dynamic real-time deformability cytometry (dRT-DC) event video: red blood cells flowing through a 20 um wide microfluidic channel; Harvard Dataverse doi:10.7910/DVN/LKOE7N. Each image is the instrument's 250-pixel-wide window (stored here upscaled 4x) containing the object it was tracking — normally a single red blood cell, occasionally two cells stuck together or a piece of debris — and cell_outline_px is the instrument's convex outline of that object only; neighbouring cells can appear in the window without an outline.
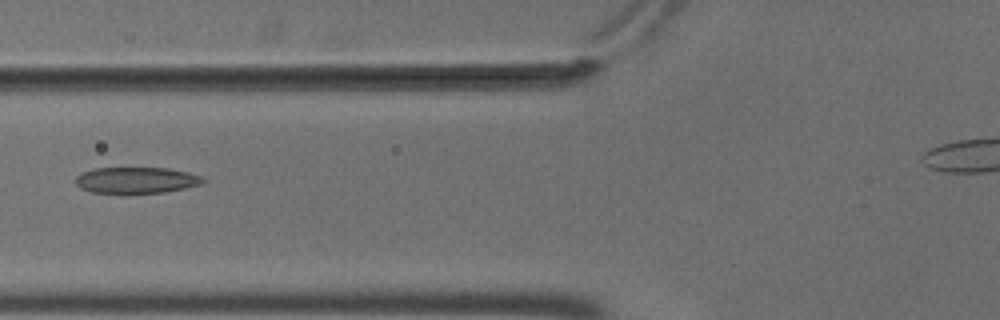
{"species": "common noctule bat (a hibernating species)", "species_latin": "Nyctalus noctula", "temperature_condition": "cold", "stored_images_in_passage": 3, "camera_frame_rate_fps": 3000, "um_per_image_px": 0.085, "animal": {"sex": "male", "body_mass_g": 18.8}, "frame": {"image": 1, "passage_image": 3, "time_ms": 0.667, "image_size_px": [1000, 320], "cell_outline_px": [[204, 184], [164, 192], [92, 192], [80, 188], [76, 184], [76, 176], [84, 172], [96, 168], [168, 168], [188, 172], [204, 176]], "centroid_in_image_um": [11.64, 15.3], "position_along_channel_um": 114.2, "area_um2": 19.19}}